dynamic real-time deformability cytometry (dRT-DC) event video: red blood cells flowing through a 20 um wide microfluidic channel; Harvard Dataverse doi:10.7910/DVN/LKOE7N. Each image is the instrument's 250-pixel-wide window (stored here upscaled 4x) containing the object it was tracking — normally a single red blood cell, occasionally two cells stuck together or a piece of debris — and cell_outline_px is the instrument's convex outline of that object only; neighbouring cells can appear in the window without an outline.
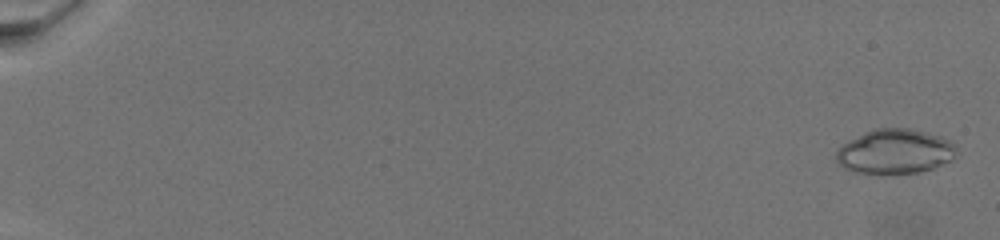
{"species": "common noctule bat (a hibernating species)", "species_latin": "Nyctalus noctula", "temperature_condition": "warm", "stored_images_in_passage": 75, "camera_frame_rate_fps": 3000, "um_per_image_px": 0.085, "animal": {"sex": "female", "body_mass_g": 19.5, "forearm_length_mm": 54.1}, "frame": {"image": 1, "passage_image": 3, "time_ms": 0.667, "image_size_px": [1000, 240], "cell_outline_px": [[960, 152], [952, 160], [932, 168], [920, 172], [852, 172], [844, 168], [836, 160], [836, 152], [844, 144], [864, 132], [876, 128], [908, 128], [940, 136], [956, 144]], "centroid_in_image_um": [76.13, 12.86], "position_along_channel_um": 8.9, "area_um2": 30.92}}
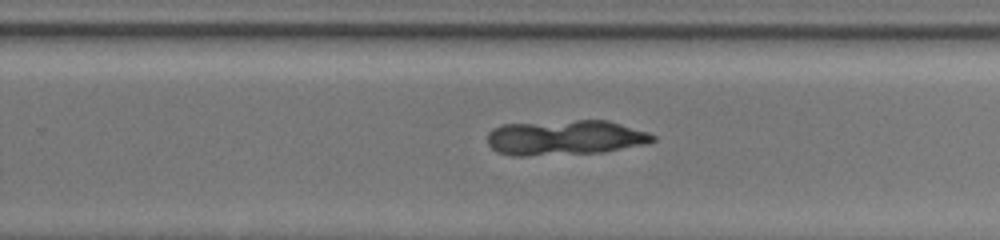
{"frame": {"image": 2, "passage_image": 52, "time_ms": 17.0, "image_size_px": [1000, 240], "cell_outline_px": [[656, 140], [648, 144], [604, 152], [528, 156], [512, 156], [496, 152], [488, 144], [488, 132], [492, 128], [504, 124], [576, 120], [608, 120], [648, 132], [656, 136]], "centroid_in_image_um": [48.05, 11.7], "position_along_channel_um": 281.8, "area_um2": 34.16}}
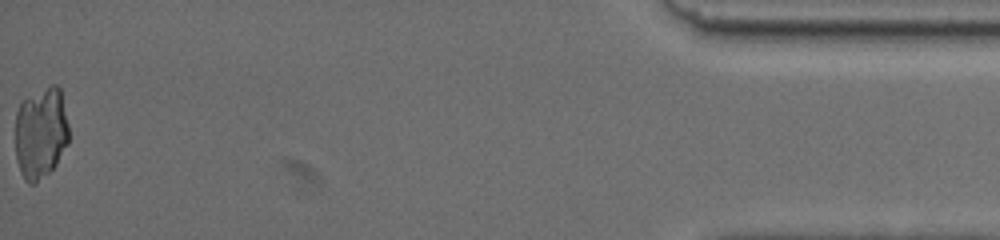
{"frame": {"image": 3, "passage_image": 75, "time_ms": 24.667, "image_size_px": [1000, 240], "cell_outline_px": [[68, 144], [56, 164], [36, 184], [28, 184], [24, 180], [20, 172], [16, 160], [16, 112], [20, 104], [24, 100], [52, 84], [56, 84], [60, 88], [68, 124]], "centroid_in_image_um": [3.47, 11.34], "position_along_channel_um": 431.7, "area_um2": 28.55}}